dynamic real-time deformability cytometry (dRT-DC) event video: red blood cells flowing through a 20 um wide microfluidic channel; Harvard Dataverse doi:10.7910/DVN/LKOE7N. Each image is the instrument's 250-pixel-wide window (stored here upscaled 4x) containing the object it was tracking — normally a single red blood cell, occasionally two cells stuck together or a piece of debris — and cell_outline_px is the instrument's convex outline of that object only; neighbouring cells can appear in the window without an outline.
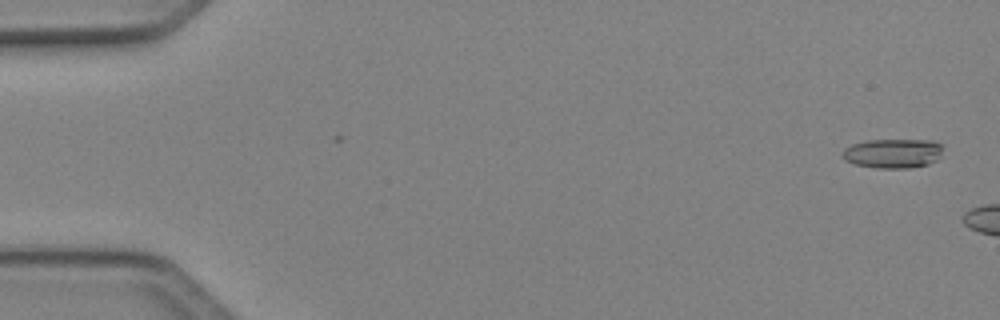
{"species": "Egyptian fruit bat (a non-hibernating species)", "species_latin": "Rousettus aegyptiacus", "temperature_condition": "cold", "stored_images_in_passage": 9, "camera_frame_rate_fps": 3000, "um_per_image_px": 0.085, "animal": {"sex": "female"}, "frame": {"image": 1, "passage_image": 1, "time_ms": 0.0, "image_size_px": [1000, 320], "cell_outline_px": [[940, 156], [936, 160], [928, 164], [908, 168], [876, 168], [856, 164], [844, 160], [840, 156], [844, 148], [852, 144], [868, 140], [932, 140], [940, 144]], "centroid_in_image_um": [75.84, 13.04], "position_along_channel_um": 9.2, "area_um2": 17.17}}